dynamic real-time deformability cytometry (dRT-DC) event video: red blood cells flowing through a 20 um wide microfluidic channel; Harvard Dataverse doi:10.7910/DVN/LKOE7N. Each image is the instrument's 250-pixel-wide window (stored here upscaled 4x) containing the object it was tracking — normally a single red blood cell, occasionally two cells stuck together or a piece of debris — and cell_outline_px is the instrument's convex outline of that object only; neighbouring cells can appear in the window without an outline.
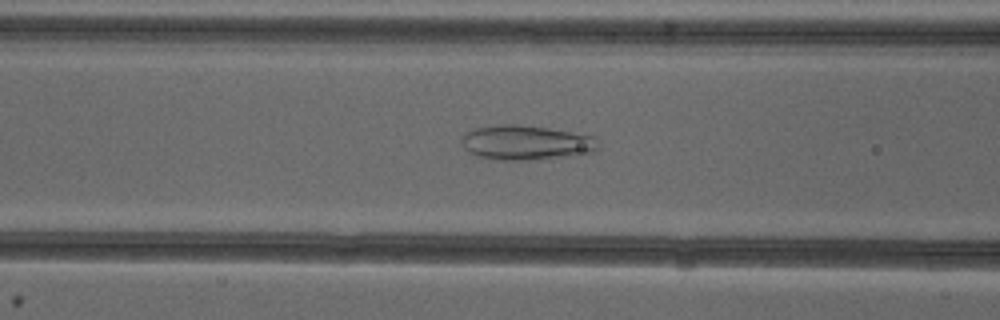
{"species": "common noctule bat (a hibernating species)", "species_latin": "Nyctalus noctula", "temperature_condition": "cold", "stored_images_in_passage": 36, "camera_frame_rate_fps": 3000, "um_per_image_px": 0.085, "animal": {"sex": "female"}, "frame": {"image": 1, "passage_image": 6, "time_ms": 1.667, "image_size_px": [1000, 320], "cell_outline_px": [[580, 136], [576, 148], [564, 152], [540, 156], [492, 156], [476, 152], [476, 132], [484, 128], [536, 128], [560, 132]], "centroid_in_image_um": [44.5, 12.07], "position_along_channel_um": 122.1, "area_um2": 18.21}}
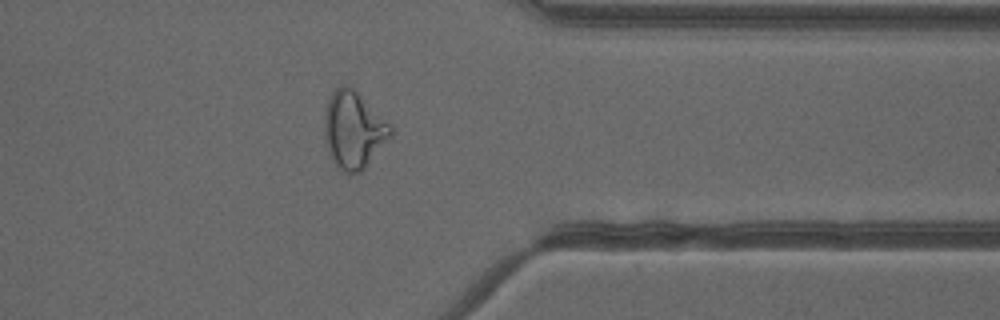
{"frame": {"image": 2, "passage_image": 26, "time_ms": 8.333, "image_size_px": [1000, 320], "cell_outline_px": [[380, 136], [360, 168], [352, 168], [340, 164], [332, 148], [328, 132], [328, 120], [332, 100], [340, 92], [352, 92], [356, 96], [380, 132]], "centroid_in_image_um": [29.84, 11.09], "position_along_channel_um": 381.6, "area_um2": 19.94}}